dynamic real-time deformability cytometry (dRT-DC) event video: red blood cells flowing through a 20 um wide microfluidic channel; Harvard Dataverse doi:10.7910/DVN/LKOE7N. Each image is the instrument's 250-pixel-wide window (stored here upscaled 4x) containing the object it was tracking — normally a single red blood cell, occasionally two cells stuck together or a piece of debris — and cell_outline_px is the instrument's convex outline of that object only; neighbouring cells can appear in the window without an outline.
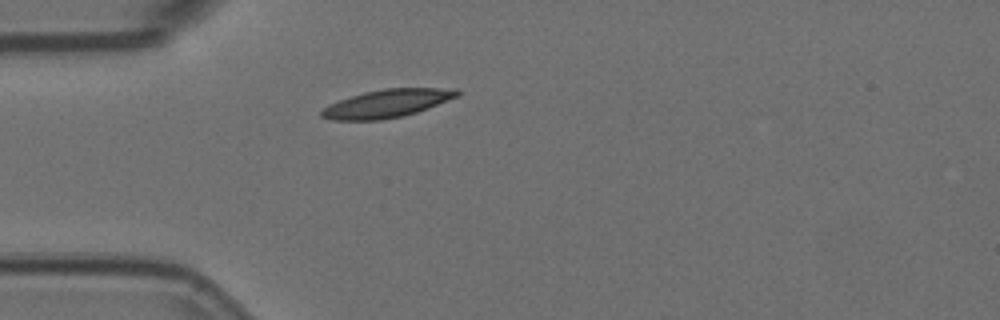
{"species": "Egyptian fruit bat (a non-hibernating species)", "species_latin": "Rousettus aegyptiacus", "temperature_condition": "room temperature", "stored_images_in_passage": 42, "camera_frame_rate_fps": 3000, "um_per_image_px": 0.085, "animal": {"sex": "female"}, "frame": {"image": 1, "passage_image": 1, "time_ms": 0.0, "image_size_px": [1000, 320], "cell_outline_px": [[460, 96], [428, 108], [404, 116], [380, 120], [332, 120], [320, 116], [320, 112], [328, 104], [364, 92], [384, 88], [456, 88], [460, 92]], "centroid_in_image_um": [32.92, 8.79], "position_along_channel_um": 52.1, "area_um2": 22.2}}
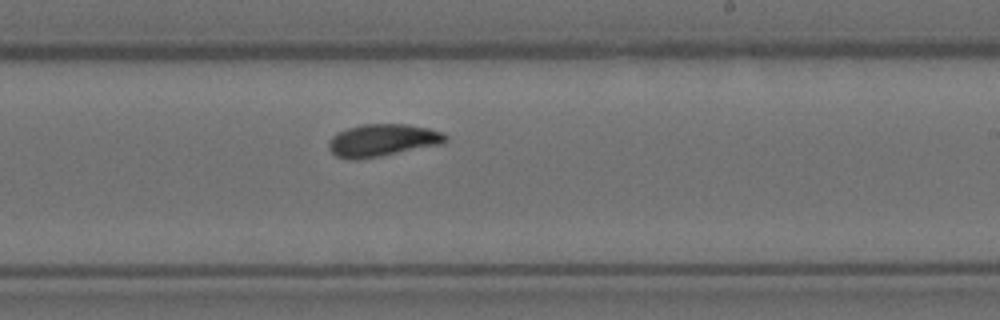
{"frame": {"image": 2, "passage_image": 19, "time_ms": 6.0, "image_size_px": [1000, 320], "cell_outline_px": [[448, 140], [444, 144], [380, 156], [356, 160], [336, 156], [328, 148], [328, 140], [336, 132], [360, 124], [408, 124], [428, 128], [440, 132], [448, 136]], "centroid_in_image_um": [32.51, 11.92], "position_along_channel_um": 256.5, "area_um2": 22.2}}
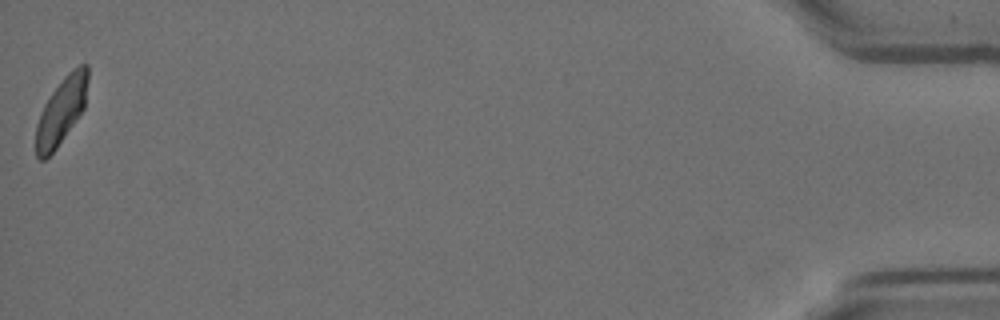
{"frame": {"image": 3, "passage_image": 42, "time_ms": 13.667, "image_size_px": [1000, 320], "cell_outline_px": [[88, 80], [84, 108], [56, 148], [44, 160], [40, 160], [36, 156], [36, 124], [44, 104], [52, 92], [64, 76], [68, 72], [80, 64], [88, 64]], "centroid_in_image_um": [5.21, 9.4], "position_along_channel_um": 430.0, "area_um2": 19.88}, "authors_computed_cell_mechanics": {"area_um2": 21.386, "velocity_mm_per_s": 3.5567, "shape_relaxation_time_tau1_ms": 3.0836, "shape_relaxation_time_tau2_ms": 1.8691, "deformation_change_tau1": 0.1361, "deformation_change_tau2": 0.0745}}